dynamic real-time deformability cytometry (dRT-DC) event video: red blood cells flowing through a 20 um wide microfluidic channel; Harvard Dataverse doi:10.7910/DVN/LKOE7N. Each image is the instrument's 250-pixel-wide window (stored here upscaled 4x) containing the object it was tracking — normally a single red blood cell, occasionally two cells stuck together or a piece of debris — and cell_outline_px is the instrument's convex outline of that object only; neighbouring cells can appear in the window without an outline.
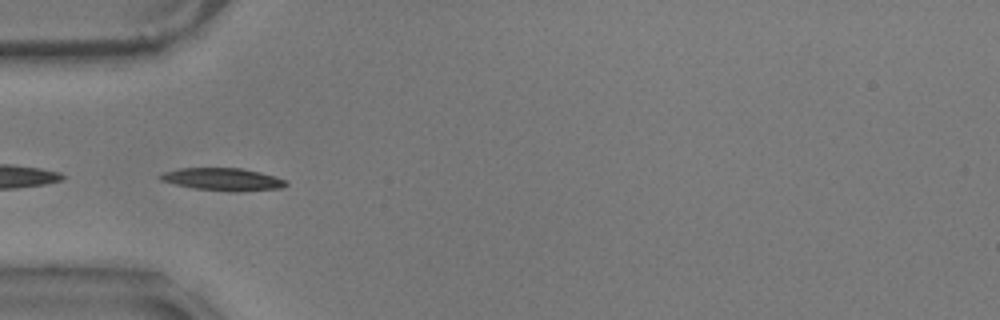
{"species": "common noctule bat (a hibernating species)", "species_latin": "Nyctalus noctula", "temperature_condition": "warm", "stored_images_in_passage": 40, "camera_frame_rate_fps": 3000, "um_per_image_px": 0.085, "animal": {"sex": "male", "body_mass_g": 17.9}, "frame": {"image": 1, "passage_image": 1, "time_ms": 0.0, "image_size_px": [1000, 320], "cell_outline_px": [[288, 184], [280, 188], [236, 192], [232, 192], [192, 188], [160, 180], [156, 176], [164, 172], [180, 168], [240, 168], [260, 172], [284, 180]], "centroid_in_image_um": [18.89, 15.24], "position_along_channel_um": 66.1, "area_um2": 16.42}}
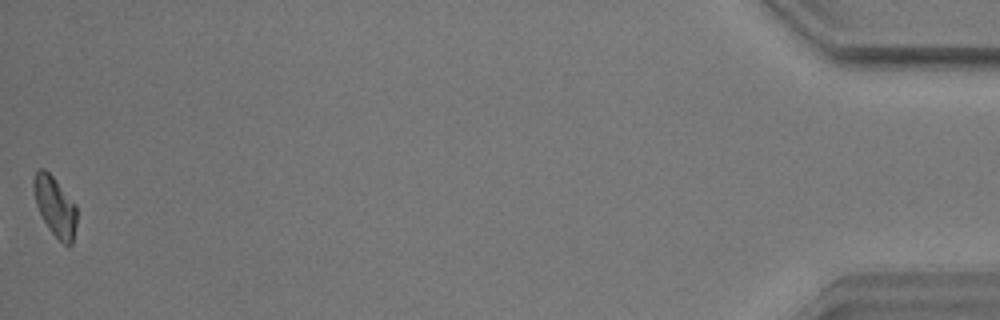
{"frame": {"image": 2, "passage_image": 40, "time_ms": 13.0, "image_size_px": [1000, 320], "cell_outline_px": [[76, 224], [72, 244], [68, 248], [48, 228], [36, 204], [32, 184], [32, 180], [36, 172], [40, 168], [44, 168], [52, 176], [76, 204]], "centroid_in_image_um": [4.68, 17.55], "position_along_channel_um": 430.5, "area_um2": 14.85}, "authors_computed_cell_mechanics": {"area_um2": 15.4615, "velocity_mm_per_s": 3.5331, "shape_relaxation_time_tau1_ms": 5.1125, "shape_relaxation_time_tau2_ms": 5.8974, "deformation_change_tau1": 0.1242, "deformation_change_tau2": 0.129}}